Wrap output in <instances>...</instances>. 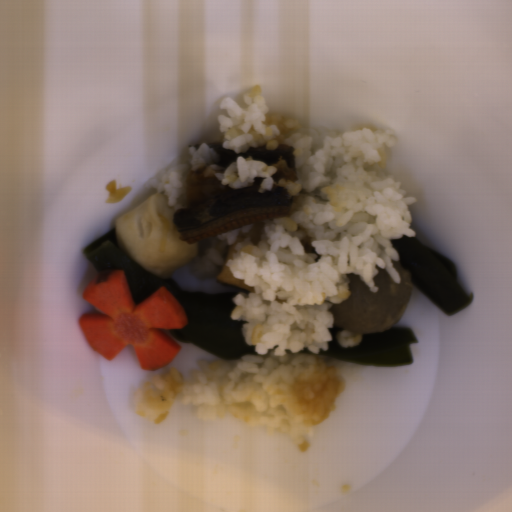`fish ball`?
Instances as JSON below:
<instances>
[{
  "instance_id": "fish-ball-2",
  "label": "fish ball",
  "mask_w": 512,
  "mask_h": 512,
  "mask_svg": "<svg viewBox=\"0 0 512 512\" xmlns=\"http://www.w3.org/2000/svg\"><path fill=\"white\" fill-rule=\"evenodd\" d=\"M264 222H254L250 231L236 237V241L233 245H227L225 250L224 263L220 267L217 273H215L216 280L221 284L246 291V292H254V288L244 284V280L240 278H235L234 275L229 270L228 266H226V262L228 259H233V253H236V245L240 242L244 241L247 238H250L253 244H258L260 241V235L262 233V229L264 227Z\"/></svg>"
},
{
  "instance_id": "fish-ball-1",
  "label": "fish ball",
  "mask_w": 512,
  "mask_h": 512,
  "mask_svg": "<svg viewBox=\"0 0 512 512\" xmlns=\"http://www.w3.org/2000/svg\"><path fill=\"white\" fill-rule=\"evenodd\" d=\"M175 211L168 207L165 193L156 192L115 220V236L125 254L160 279L191 262L198 253V241L189 244L179 238L173 223Z\"/></svg>"
}]
</instances>
